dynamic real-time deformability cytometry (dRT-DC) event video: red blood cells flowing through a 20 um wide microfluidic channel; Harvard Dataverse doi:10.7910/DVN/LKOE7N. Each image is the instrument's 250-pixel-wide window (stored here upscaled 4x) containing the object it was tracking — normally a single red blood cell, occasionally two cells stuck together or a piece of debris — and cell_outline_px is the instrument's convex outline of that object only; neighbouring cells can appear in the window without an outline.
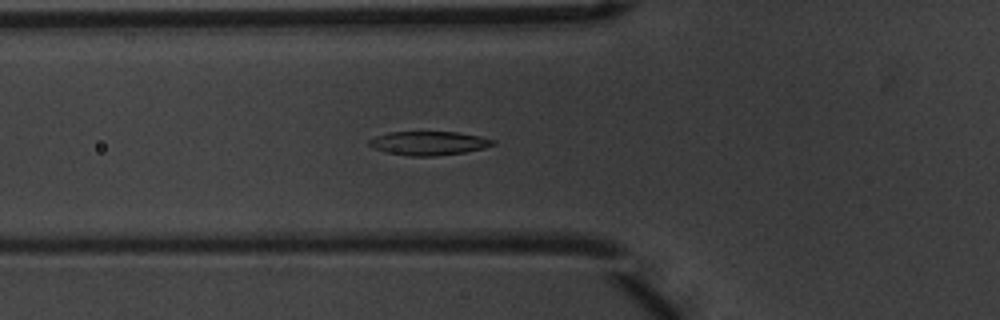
{"species": "common noctule bat (a hibernating species)", "species_latin": "Nyctalus noctula", "temperature_condition": "warm", "stored_images_in_passage": 33, "camera_frame_rate_fps": 3000, "um_per_image_px": 0.085, "animal": {"sex": "male", "body_mass_g": 20.1, "forearm_length_mm": 53.5}, "frame": {"image": 1, "passage_image": 4, "time_ms": 1.0, "image_size_px": [1000, 320], "cell_outline_px": [[496, 144], [484, 148], [464, 152], [436, 156], [412, 156], [388, 152], [376, 148], [368, 144], [368, 140], [376, 136], [388, 132], [456, 132], [480, 136], [496, 140]], "centroid_in_image_um": [36.49, 12.16], "position_along_channel_um": 89.3, "area_um2": 17.05}}
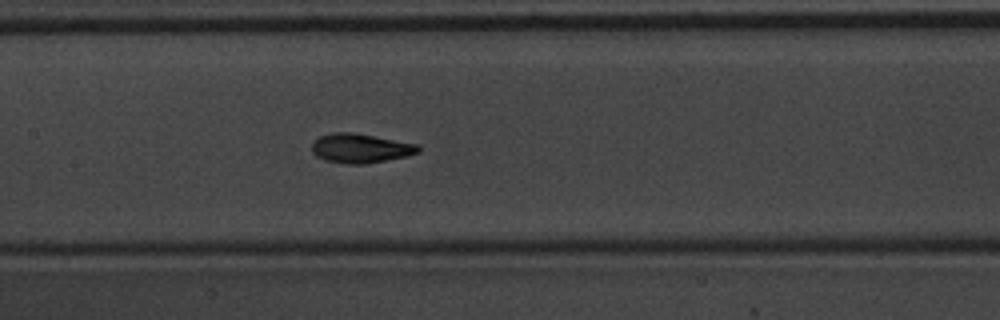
{"frame": {"image": 2, "passage_image": 11, "time_ms": 3.333, "image_size_px": [1000, 320], "cell_outline_px": [[420, 152], [408, 156], [364, 164], [348, 164], [324, 160], [316, 156], [312, 152], [312, 144], [320, 136], [332, 132], [352, 132], [420, 144]], "centroid_in_image_um": [30.67, 12.6], "position_along_channel_um": 176.7, "area_um2": 18.26}}
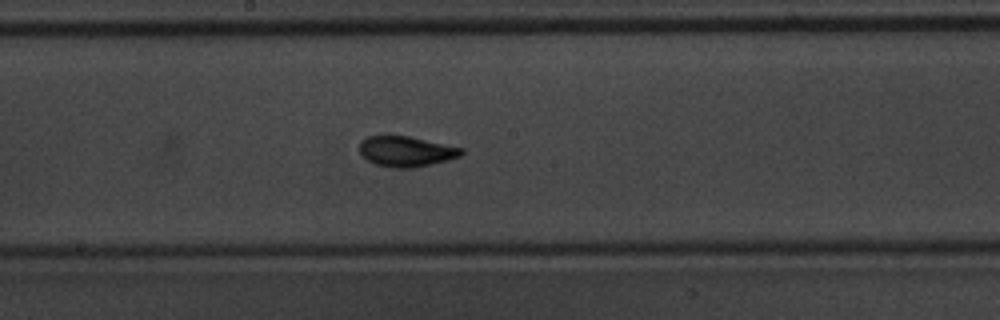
{"frame": {"image": 3, "passage_image": 14, "time_ms": 4.333, "image_size_px": [1000, 320], "cell_outline_px": [[464, 152], [460, 156], [448, 160], [412, 168], [392, 168], [376, 164], [368, 160], [360, 152], [360, 140], [368, 136], [408, 136], [464, 148]], "centroid_in_image_um": [34.53, 12.87], "position_along_channel_um": 213.7, "area_um2": 17.92}, "authors_computed_cell_mechanics": {"area_um2": 17.3978, "velocity_mm_per_s": 3.7056, "shape_relaxation_time_tau1_ms": 2.5109, "shape_relaxation_time_tau2_ms": 1.5465, "deformation_change_tau1": 0.1602, "deformation_change_tau2": 0.0622}}